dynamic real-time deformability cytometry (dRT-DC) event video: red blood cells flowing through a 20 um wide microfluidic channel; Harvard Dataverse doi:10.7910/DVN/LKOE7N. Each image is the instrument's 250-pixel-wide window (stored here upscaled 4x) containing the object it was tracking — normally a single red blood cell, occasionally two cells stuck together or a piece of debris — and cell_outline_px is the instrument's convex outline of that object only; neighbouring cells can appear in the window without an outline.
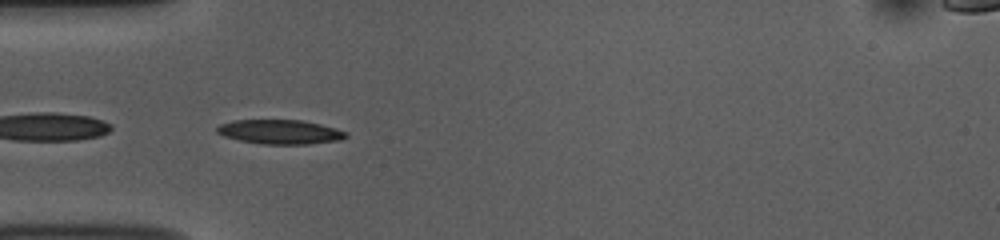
{"species": "common noctule bat (a hibernating species)", "species_latin": "Nyctalus noctula", "temperature_condition": "room temperature", "stored_images_in_passage": 38, "camera_frame_rate_fps": 3000, "um_per_image_px": 0.085, "animal": {"sex": "female", "body_mass_g": 10.0, "forearm_length_mm": 53.1}, "frame": {"image": 1, "passage_image": 1, "time_ms": 0.0, "image_size_px": [1000, 240], "cell_outline_px": [[348, 136], [340, 140], [308, 144], [264, 144], [240, 140], [224, 136], [216, 132], [216, 128], [220, 124], [232, 120], [304, 120], [336, 128], [348, 132]], "centroid_in_image_um": [23.82, 11.2], "position_along_channel_um": 61.2, "area_um2": 18.32}}
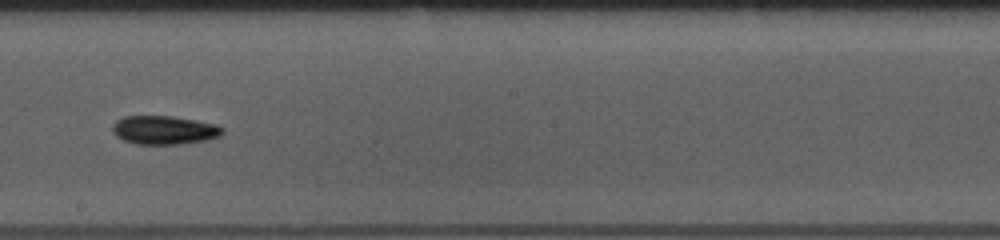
{"frame": {"image": 2, "passage_image": 15, "time_ms": 4.667, "image_size_px": [1000, 240], "cell_outline_px": [[224, 132], [220, 136], [208, 140], [176, 144], [136, 144], [124, 140], [116, 136], [112, 132], [112, 124], [116, 120], [124, 116], [172, 116], [196, 120], [216, 124], [224, 128]], "centroid_in_image_um": [13.96, 11.05], "position_along_channel_um": 234.2, "area_um2": 18.5}}
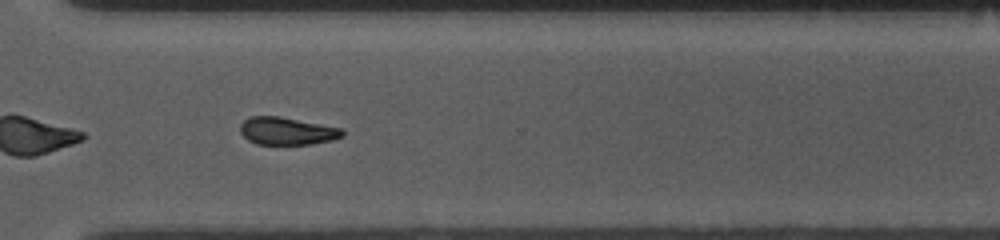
{"frame": {"image": 3, "passage_image": 24, "time_ms": 7.667, "image_size_px": [1000, 240], "cell_outline_px": [[344, 136], [332, 140], [312, 144], [256, 144], [248, 140], [240, 132], [240, 124], [248, 116], [280, 116], [344, 128]], "centroid_in_image_um": [24.41, 11.13], "position_along_channel_um": 346.2, "area_um2": 16.65}, "authors_computed_cell_mechanics": {"area_um2": 17.1377, "velocity_mm_per_s": 3.739, "shape_relaxation_time_tau1_ms": 4.4992, "shape_relaxation_time_tau2_ms": null, "deformation_change_tau1": 0.1188, "deformation_change_tau2": null}}